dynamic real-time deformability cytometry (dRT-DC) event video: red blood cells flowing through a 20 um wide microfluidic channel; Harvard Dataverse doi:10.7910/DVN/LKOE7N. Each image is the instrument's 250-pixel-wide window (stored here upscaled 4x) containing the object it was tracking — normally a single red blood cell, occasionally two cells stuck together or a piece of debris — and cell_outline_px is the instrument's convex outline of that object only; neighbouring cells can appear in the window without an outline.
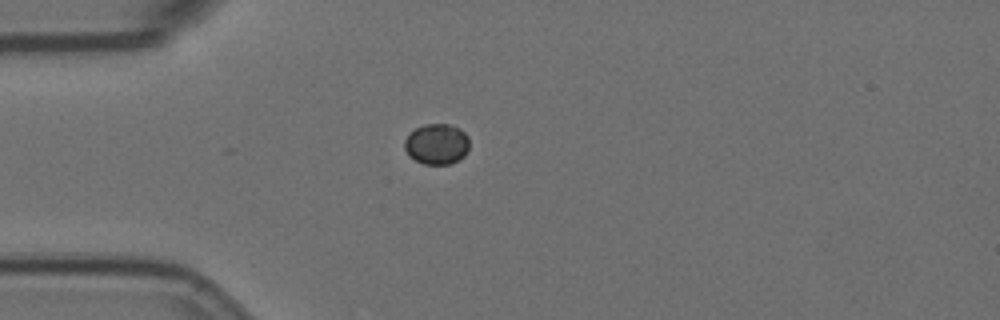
{"species": "Egyptian fruit bat (a non-hibernating species)", "species_latin": "Rousettus aegyptiacus", "temperature_condition": "room temperature", "stored_images_in_passage": 8, "camera_frame_rate_fps": 3000, "um_per_image_px": 0.085, "animal": {"sex": "female"}, "frame": {"image": 1, "passage_image": 1, "time_ms": 0.0, "image_size_px": [1000, 320], "cell_outline_px": [[468, 148], [464, 156], [448, 164], [424, 164], [408, 156], [404, 148], [404, 140], [416, 128], [424, 124], [448, 124], [460, 128], [468, 136]], "centroid_in_image_um": [37.11, 12.24], "position_along_channel_um": 47.9, "area_um2": 15.26}}
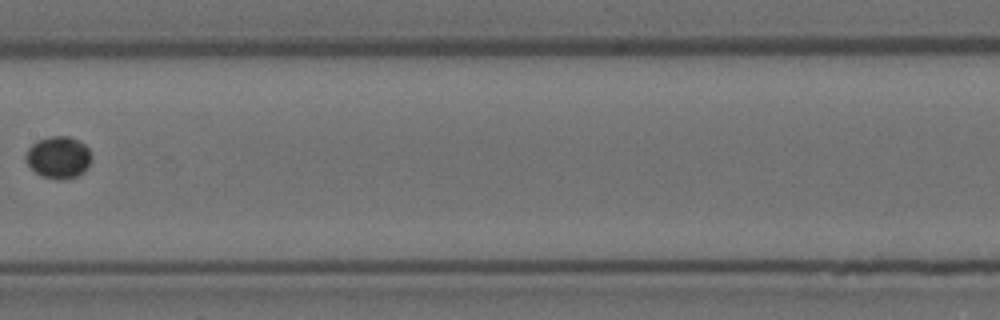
{"frame": {"image": 2, "passage_image": 5, "time_ms": 1.333, "image_size_px": [1000, 320], "cell_outline_px": [[92, 160], [88, 168], [84, 172], [76, 176], [60, 180], [40, 176], [24, 160], [24, 156], [28, 148], [36, 140], [48, 136], [68, 136], [84, 144], [88, 148], [92, 156]], "centroid_in_image_um": [4.96, 13.37], "position_along_channel_um": 202.4, "area_um2": 16.3}}
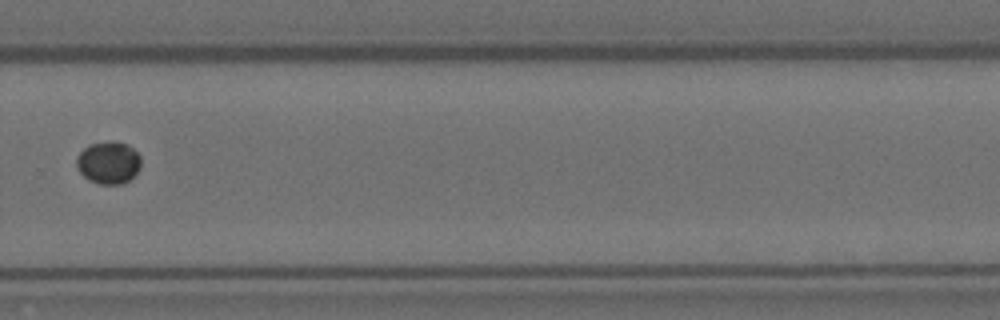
{"frame": {"image": 3, "passage_image": 8, "time_ms": 2.333, "image_size_px": [1000, 320], "cell_outline_px": [[140, 168], [128, 180], [120, 184], [100, 184], [88, 180], [80, 172], [76, 164], [76, 156], [88, 144], [108, 140], [112, 140], [128, 144], [140, 156]], "centroid_in_image_um": [9.2, 13.79], "position_along_channel_um": 320.6, "area_um2": 16.01}}